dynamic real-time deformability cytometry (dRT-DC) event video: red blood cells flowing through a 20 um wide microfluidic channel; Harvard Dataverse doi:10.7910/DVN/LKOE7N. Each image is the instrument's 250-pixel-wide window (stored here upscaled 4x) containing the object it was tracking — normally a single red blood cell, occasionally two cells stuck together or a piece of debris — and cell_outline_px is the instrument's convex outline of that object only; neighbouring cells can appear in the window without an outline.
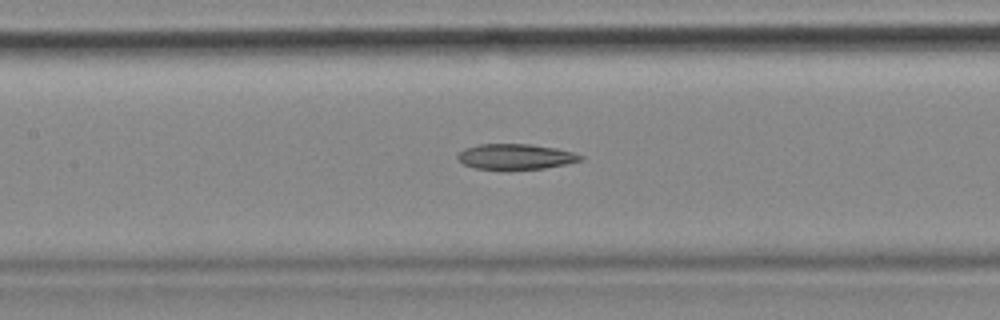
{"species": "common noctule bat (a hibernating species)", "species_latin": "Nyctalus noctula", "temperature_condition": "cold", "stored_images_in_passage": 56, "camera_frame_rate_fps": 3000, "um_per_image_px": 0.085, "animal": {"sex": "female", "body_mass_g": 18.4}, "frame": {"image": 1, "passage_image": 25, "time_ms": 8.0, "image_size_px": [1000, 320], "cell_outline_px": [[584, 160], [544, 168], [476, 168], [464, 164], [456, 156], [464, 148], [480, 144], [532, 144], [556, 148], [572, 152], [584, 156]], "centroid_in_image_um": [43.85, 13.29], "position_along_channel_um": 163.5, "area_um2": 17.8}}